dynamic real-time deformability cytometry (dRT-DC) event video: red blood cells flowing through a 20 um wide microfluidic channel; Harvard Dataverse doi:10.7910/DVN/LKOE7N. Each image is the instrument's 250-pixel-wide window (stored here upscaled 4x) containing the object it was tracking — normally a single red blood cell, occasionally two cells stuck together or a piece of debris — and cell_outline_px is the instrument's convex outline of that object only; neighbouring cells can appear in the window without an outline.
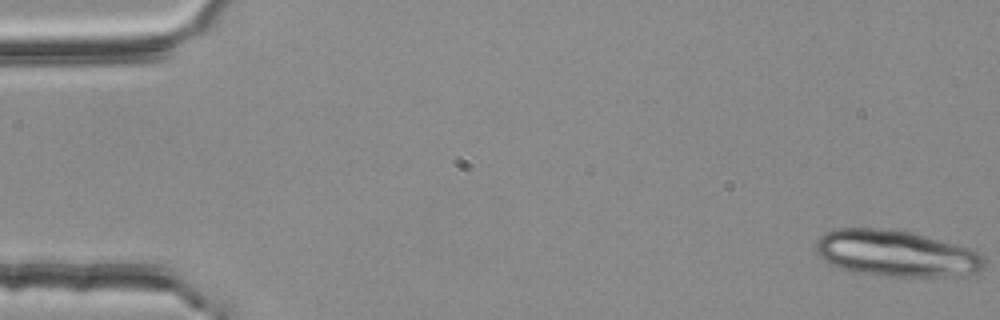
{"species": "common noctule bat (a hibernating species)", "species_latin": "Nyctalus noctula", "temperature_condition": "room temperature", "stored_images_in_passage": 53, "segment_of_instrument_passage": [1, 2], "camera_frame_rate_fps": 3000, "um_per_image_px": 0.085, "animal": {"sex": "female", "body_mass_g": 25.1}, "frame": {"image": 1, "passage_image": 1, "time_ms": 0.0, "image_size_px": [1000, 320], "cell_outline_px": [[984, 264], [980, 272], [968, 276], [888, 276], [856, 272], [840, 268], [824, 260], [816, 252], [816, 240], [824, 232], [836, 228], [900, 228], [956, 244], [980, 252], [984, 256]], "centroid_in_image_um": [76.2, 21.52], "position_along_channel_um": 8.8, "area_um2": 46.07}}